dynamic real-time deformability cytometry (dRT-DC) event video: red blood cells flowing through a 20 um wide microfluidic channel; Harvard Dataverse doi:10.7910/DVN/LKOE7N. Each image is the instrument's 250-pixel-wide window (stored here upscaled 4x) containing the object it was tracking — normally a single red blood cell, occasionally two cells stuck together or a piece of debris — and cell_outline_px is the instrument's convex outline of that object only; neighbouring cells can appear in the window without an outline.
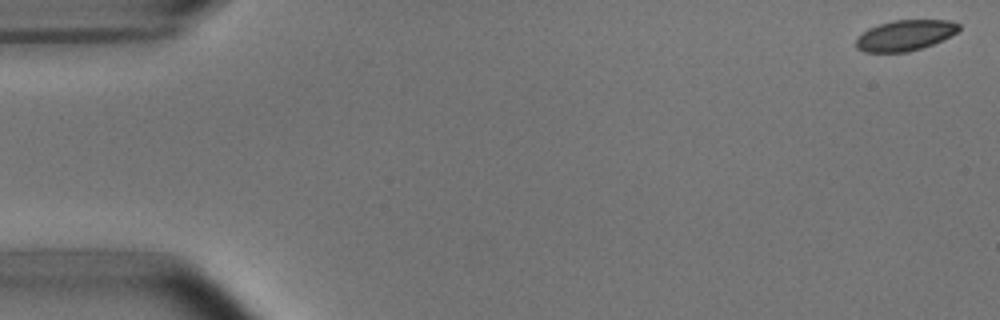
{"species": "common noctule bat (a hibernating species)", "species_latin": "Nyctalus noctula", "temperature_condition": "room temperature", "stored_images_in_passage": 16, "camera_frame_rate_fps": 3000, "um_per_image_px": 0.085, "animal": {"sex": "male", "body_mass_g": 15.6}, "frame": {"image": 1, "passage_image": 1, "time_ms": 0.0, "image_size_px": [1000, 320], "cell_outline_px": [[960, 28], [956, 32], [932, 44], [908, 52], [864, 52], [856, 48], [856, 40], [868, 28], [892, 20], [948, 20], [960, 24]], "centroid_in_image_um": [76.91, 3.0], "position_along_channel_um": 8.1, "area_um2": 18.09}}
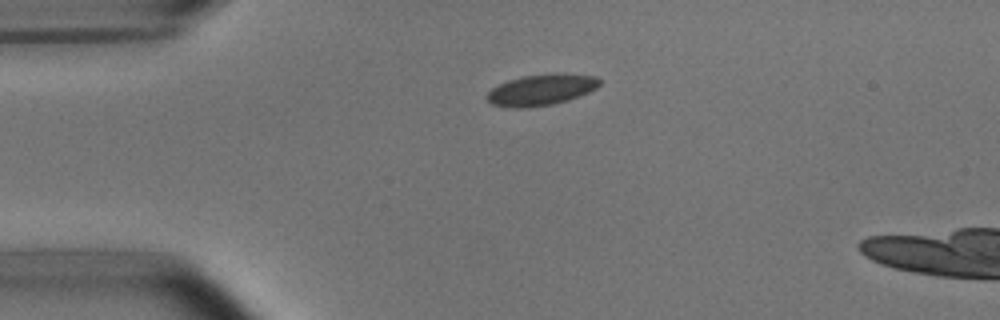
{"frame": {"image": 2, "passage_image": 12, "time_ms": 3.667, "image_size_px": [1000, 320], "cell_outline_px": [[600, 84], [596, 88], [588, 92], [568, 100], [552, 104], [524, 108], [512, 108], [492, 104], [484, 96], [492, 88], [508, 80], [524, 76], [596, 76], [600, 80]], "centroid_in_image_um": [45.92, 7.69], "position_along_channel_um": 39.1, "area_um2": 19.42}}